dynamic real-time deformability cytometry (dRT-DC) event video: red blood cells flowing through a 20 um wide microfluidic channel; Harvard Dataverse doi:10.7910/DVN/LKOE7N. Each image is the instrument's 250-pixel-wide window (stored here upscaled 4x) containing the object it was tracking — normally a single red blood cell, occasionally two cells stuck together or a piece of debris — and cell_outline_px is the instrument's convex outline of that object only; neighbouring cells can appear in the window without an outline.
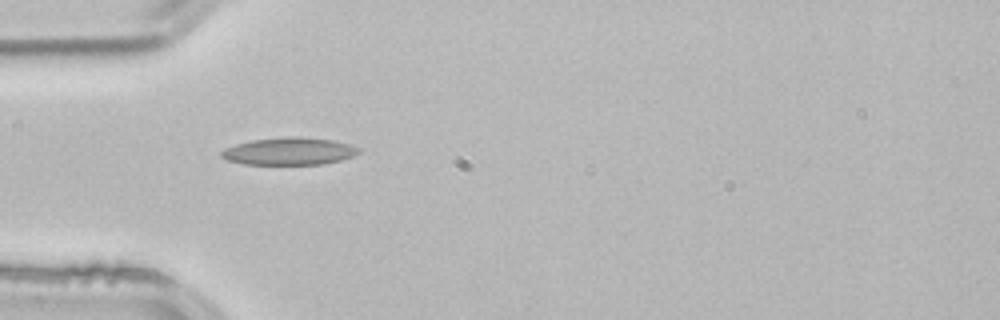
{"species": "common noctule bat (a hibernating species)", "species_latin": "Nyctalus noctula", "temperature_condition": "room temperature", "stored_images_in_passage": 2, "camera_frame_rate_fps": 3000, "um_per_image_px": 0.085, "animal": {"sex": "male", "body_mass_g": 21.5, "forearm_length_mm": 52.0}, "frame": {"image": 1, "passage_image": 1, "time_ms": 0.0, "image_size_px": [1000, 320], "cell_outline_px": [[360, 152], [352, 156], [340, 160], [324, 164], [244, 164], [228, 160], [220, 156], [220, 152], [224, 148], [236, 144], [252, 140], [284, 136], [300, 136], [332, 140], [348, 144], [360, 148]], "centroid_in_image_um": [24.56, 12.85], "position_along_channel_um": 60.4, "area_um2": 21.96}}